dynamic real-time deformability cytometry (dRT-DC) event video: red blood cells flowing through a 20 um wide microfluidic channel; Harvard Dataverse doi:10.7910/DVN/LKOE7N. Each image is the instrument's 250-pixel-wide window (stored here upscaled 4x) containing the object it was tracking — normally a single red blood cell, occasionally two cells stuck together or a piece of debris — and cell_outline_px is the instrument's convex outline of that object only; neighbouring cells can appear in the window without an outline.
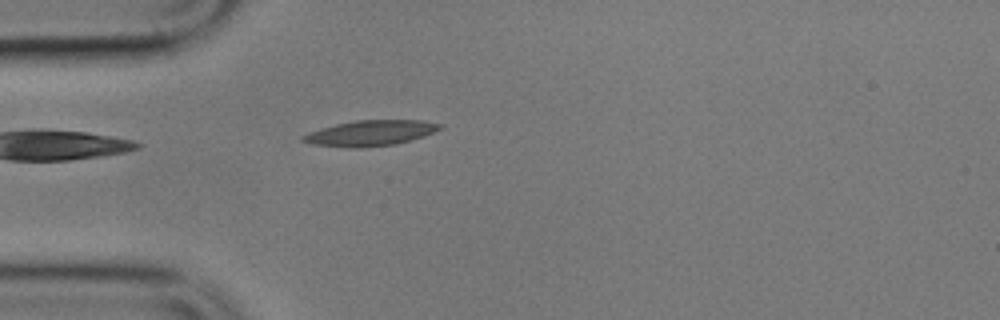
{"species": "common noctule bat (a hibernating species)", "species_latin": "Nyctalus noctula", "temperature_condition": "cold", "stored_images_in_passage": 1, "camera_frame_rate_fps": 3000, "um_per_image_px": 0.085, "animal": {"sex": "male", "body_mass_g": 17.9}, "frame": {"image": 1, "passage_image": 1, "time_ms": 0.0, "image_size_px": [1000, 320], "cell_outline_px": [[444, 128], [424, 136], [412, 140], [396, 144], [360, 148], [352, 148], [312, 144], [300, 140], [300, 136], [308, 132], [320, 128], [336, 124], [356, 120], [420, 120], [444, 124]], "centroid_in_image_um": [31.5, 11.31], "position_along_channel_um": 53.5, "area_um2": 20.63}}